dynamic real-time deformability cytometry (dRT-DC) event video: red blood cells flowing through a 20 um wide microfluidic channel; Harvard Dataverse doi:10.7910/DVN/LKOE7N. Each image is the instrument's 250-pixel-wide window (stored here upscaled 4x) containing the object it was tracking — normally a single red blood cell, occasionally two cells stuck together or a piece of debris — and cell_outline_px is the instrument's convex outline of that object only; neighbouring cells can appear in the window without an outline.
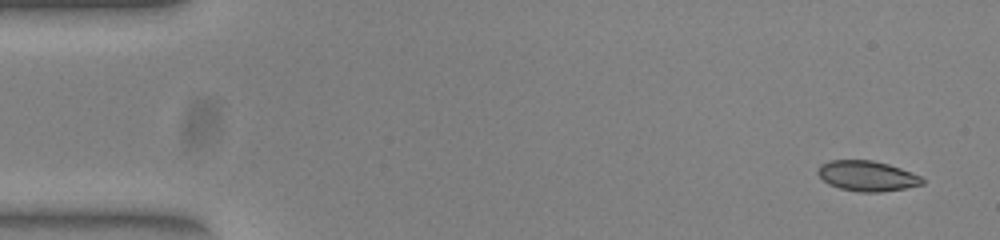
{"species": "common noctule bat (a hibernating species)", "species_latin": "Nyctalus noctula", "temperature_condition": "warm", "stored_images_in_passage": 51, "camera_frame_rate_fps": 3000, "um_per_image_px": 0.085, "animal": {"sex": "female", "body_mass_g": 23.0, "forearm_length_mm": 53.4}, "frame": {"image": 1, "passage_image": 1, "time_ms": 0.0, "image_size_px": [1000, 240], "cell_outline_px": [[924, 184], [904, 188], [880, 192], [860, 192], [840, 188], [828, 184], [816, 172], [820, 164], [828, 160], [872, 160], [888, 164], [912, 172], [920, 176], [924, 180]], "centroid_in_image_um": [73.69, 14.95], "position_along_channel_um": 11.3, "area_um2": 18.44}}
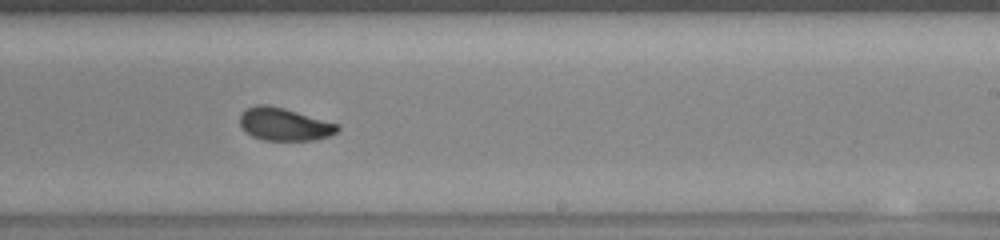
{"frame": {"image": 2, "passage_image": 30, "time_ms": 9.667, "image_size_px": [1000, 240], "cell_outline_px": [[340, 128], [336, 132], [328, 136], [316, 140], [264, 140], [252, 136], [240, 124], [240, 116], [248, 108], [256, 104], [268, 104], [284, 108], [340, 124]], "centroid_in_image_um": [24.2, 10.56], "position_along_channel_um": 264.8, "area_um2": 18.5}}
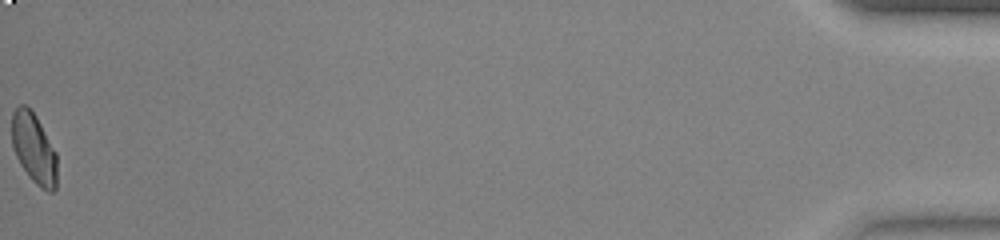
{"frame": {"image": 3, "passage_image": 51, "time_ms": 16.667, "image_size_px": [1000, 240], "cell_outline_px": [[56, 188], [52, 192], [48, 192], [40, 188], [28, 176], [20, 164], [16, 156], [12, 144], [12, 112], [20, 104], [24, 104], [36, 116], [56, 152]], "centroid_in_image_um": [2.87, 12.64], "position_along_channel_um": 432.3, "area_um2": 18.44}, "authors_computed_cell_mechanics": {"area_um2": 19.074, "velocity_mm_per_s": 3.9058, "shape_relaxation_time_tau1_ms": 5.5526, "shape_relaxation_time_tau2_ms": 1.0135, "deformation_change_tau1": 0.1494, "deformation_change_tau2": 0.0428}}